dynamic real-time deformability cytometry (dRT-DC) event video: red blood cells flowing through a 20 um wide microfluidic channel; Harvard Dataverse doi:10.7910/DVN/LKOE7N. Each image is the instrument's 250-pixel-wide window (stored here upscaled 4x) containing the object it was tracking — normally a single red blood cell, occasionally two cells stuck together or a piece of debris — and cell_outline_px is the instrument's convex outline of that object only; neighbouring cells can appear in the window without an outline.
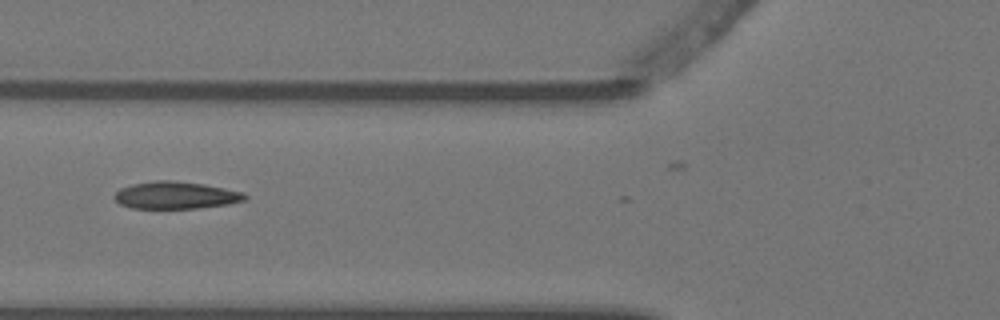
{"species": "Egyptian fruit bat (a non-hibernating species)", "species_latin": "Rousettus aegyptiacus", "temperature_condition": "warm", "stored_images_in_passage": 4, "camera_frame_rate_fps": 3000, "um_per_image_px": 0.085, "animal": {"sex": "female"}, "frame": {"image": 1, "passage_image": 4, "time_ms": 1.0, "image_size_px": [1000, 320], "cell_outline_px": [[248, 196], [244, 200], [228, 204], [200, 208], [132, 208], [120, 204], [112, 196], [120, 188], [132, 184], [156, 180], [172, 180], [204, 184], [244, 192]], "centroid_in_image_um": [14.93, 16.59], "position_along_channel_um": 110.9, "area_um2": 20.75}}